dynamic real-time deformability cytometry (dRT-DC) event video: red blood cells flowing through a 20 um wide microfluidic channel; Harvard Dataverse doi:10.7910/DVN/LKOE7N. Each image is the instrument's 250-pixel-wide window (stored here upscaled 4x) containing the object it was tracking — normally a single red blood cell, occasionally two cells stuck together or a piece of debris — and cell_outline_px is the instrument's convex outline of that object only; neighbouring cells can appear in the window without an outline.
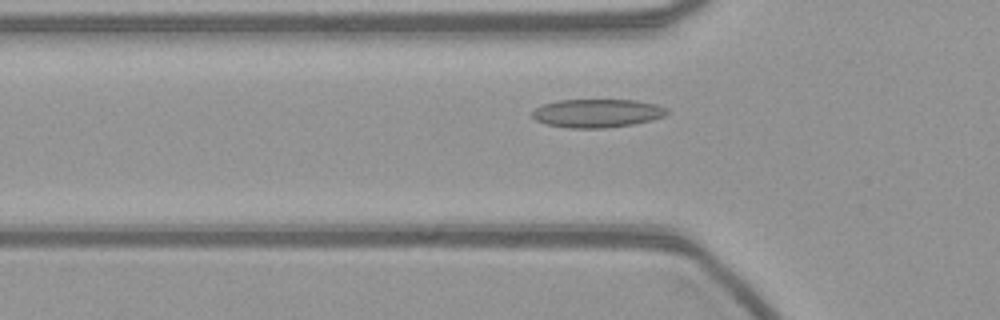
{"species": "common noctule bat (a hibernating species)", "species_latin": "Nyctalus noctula", "temperature_condition": "warm", "stored_images_in_passage": 51, "camera_frame_rate_fps": 3000, "um_per_image_px": 0.085, "animal": {"sex": "female", "body_mass_g": 21.9}, "frame": {"image": 1, "passage_image": 13, "time_ms": 4.0, "image_size_px": [1000, 320], "cell_outline_px": [[668, 112], [664, 116], [652, 120], [632, 124], [604, 128], [568, 128], [544, 124], [536, 120], [532, 116], [532, 112], [536, 108], [544, 104], [560, 100], [636, 100], [656, 104], [668, 108]], "centroid_in_image_um": [50.76, 9.62], "position_along_channel_um": 75.0, "area_um2": 22.31}}
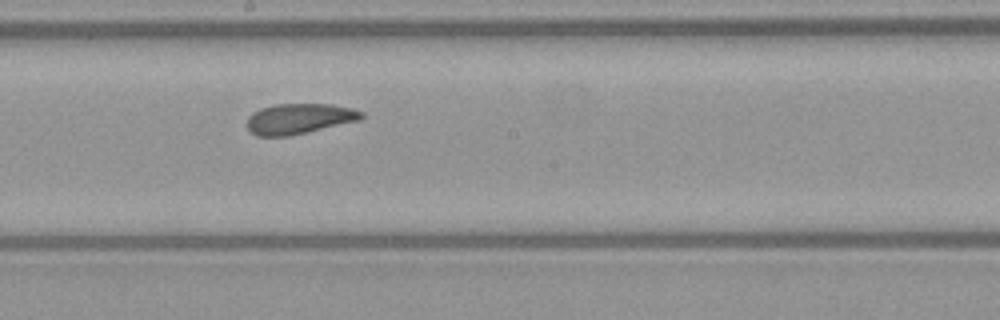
{"frame": {"image": 2, "passage_image": 25, "time_ms": 8.0, "image_size_px": [1000, 320], "cell_outline_px": [[364, 116], [360, 120], [288, 136], [256, 136], [248, 128], [248, 116], [252, 112], [260, 108], [272, 104], [332, 104], [352, 108], [364, 112]], "centroid_in_image_um": [25.43, 10.07], "position_along_channel_um": 222.8, "area_um2": 20.29}}
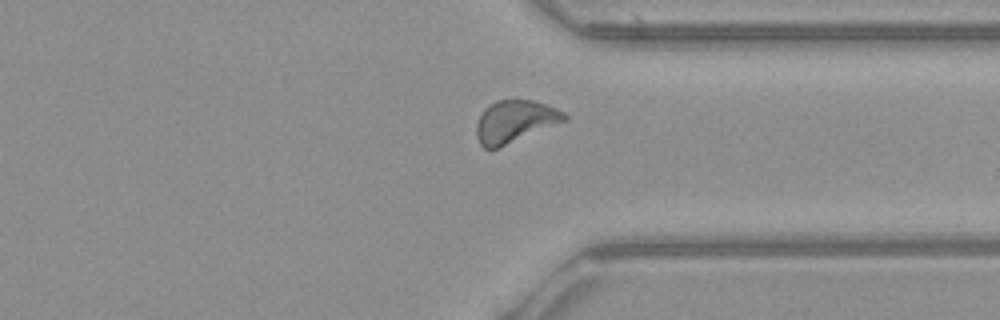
{"frame": {"image": 3, "passage_image": 37, "time_ms": 12.0, "image_size_px": [1000, 320], "cell_outline_px": [[568, 120], [500, 148], [484, 148], [480, 144], [476, 136], [476, 124], [484, 108], [488, 104], [496, 100], [532, 100], [556, 108], [564, 112], [568, 116]], "centroid_in_image_um": [43.76, 10.33], "position_along_channel_um": 367.6, "area_um2": 21.85}}